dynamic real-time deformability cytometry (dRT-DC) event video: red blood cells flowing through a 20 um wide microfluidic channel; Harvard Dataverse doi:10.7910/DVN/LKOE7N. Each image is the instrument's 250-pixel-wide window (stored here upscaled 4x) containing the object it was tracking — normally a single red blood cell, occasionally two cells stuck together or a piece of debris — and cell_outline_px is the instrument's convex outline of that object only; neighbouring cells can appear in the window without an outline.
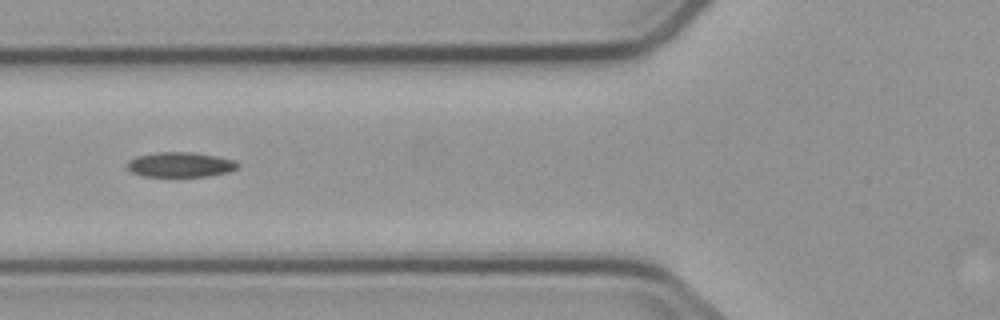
{"species": "common noctule bat (a hibernating species)", "species_latin": "Nyctalus noctula", "temperature_condition": "cold", "stored_images_in_passage": 9, "camera_frame_rate_fps": 3000, "um_per_image_px": 0.085, "animal": {"sex": "male", "body_mass_g": 23.1, "forearm_length_mm": 52.7}, "frame": {"image": 1, "passage_image": 4, "time_ms": 5.0, "image_size_px": [1000, 320], "cell_outline_px": [[240, 164], [236, 168], [228, 172], [208, 176], [144, 176], [132, 172], [128, 168], [128, 160], [136, 156], [156, 152], [192, 152], [216, 156], [236, 160]], "centroid_in_image_um": [15.34, 13.98], "position_along_channel_um": 110.5, "area_um2": 16.01}}
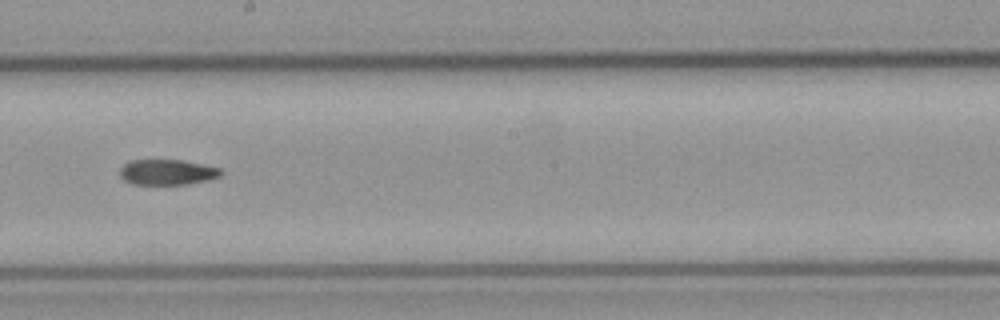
{"frame": {"image": 2, "passage_image": 7, "time_ms": 8.333, "image_size_px": [1000, 320], "cell_outline_px": [[224, 172], [220, 176], [208, 180], [188, 184], [132, 184], [124, 180], [120, 176], [120, 168], [128, 160], [184, 160], [220, 168]], "centroid_in_image_um": [14.22, 14.63], "position_along_channel_um": 234.0, "area_um2": 15.09}}
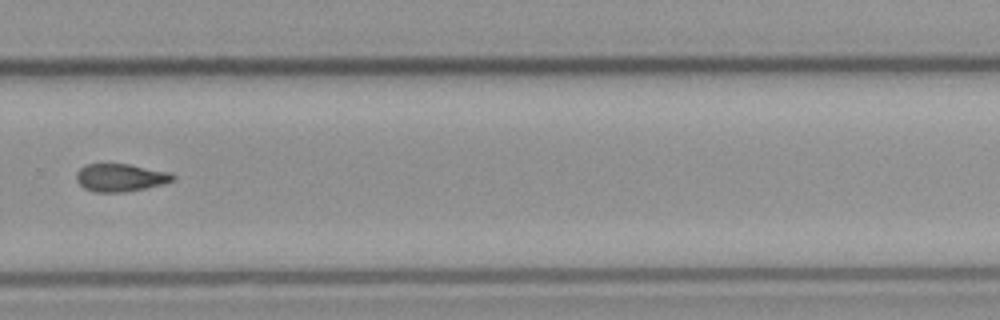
{"frame": {"image": 3, "passage_image": 9, "time_ms": 10.667, "image_size_px": [1000, 320], "cell_outline_px": [[176, 176], [172, 180], [164, 184], [124, 192], [92, 192], [84, 188], [76, 180], [76, 172], [84, 164], [128, 164], [172, 172]], "centroid_in_image_um": [10.23, 15.09], "position_along_channel_um": 319.6, "area_um2": 15.72}}